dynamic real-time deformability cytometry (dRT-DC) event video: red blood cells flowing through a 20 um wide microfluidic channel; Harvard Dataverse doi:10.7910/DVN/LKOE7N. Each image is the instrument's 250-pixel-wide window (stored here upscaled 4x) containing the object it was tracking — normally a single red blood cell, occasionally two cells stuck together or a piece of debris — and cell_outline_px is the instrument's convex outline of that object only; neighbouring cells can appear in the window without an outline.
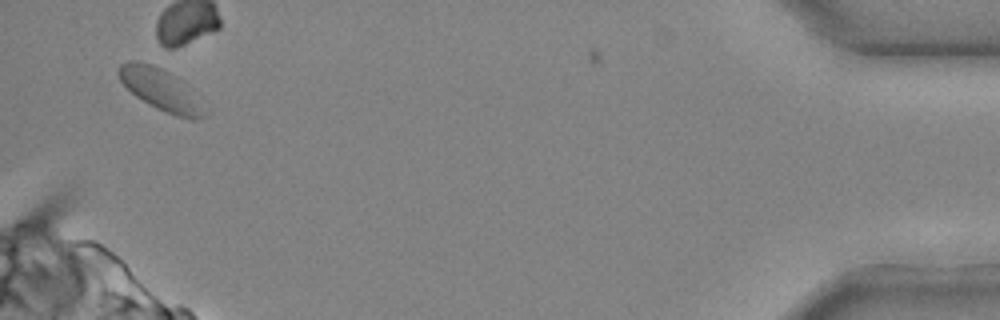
{"species": "common noctule bat (a hibernating species)", "species_latin": "Nyctalus noctula", "temperature_condition": "cold", "stored_images_in_passage": 19, "camera_frame_rate_fps": 3000, "um_per_image_px": 0.085, "animal": {"sex": "male", "body_mass_g": 20.4}, "frame": {"image": 1, "passage_image": 18, "time_ms": 5.667, "image_size_px": [1000, 320], "cell_outline_px": [[212, 112], [208, 116], [196, 120], [192, 120], [176, 116], [156, 108], [148, 104], [136, 96], [120, 80], [116, 72], [120, 64], [128, 60], [140, 60], [152, 64], [176, 76], [212, 108]], "centroid_in_image_um": [13.8, 7.66], "position_along_channel_um": 421.4, "area_um2": 21.79}}